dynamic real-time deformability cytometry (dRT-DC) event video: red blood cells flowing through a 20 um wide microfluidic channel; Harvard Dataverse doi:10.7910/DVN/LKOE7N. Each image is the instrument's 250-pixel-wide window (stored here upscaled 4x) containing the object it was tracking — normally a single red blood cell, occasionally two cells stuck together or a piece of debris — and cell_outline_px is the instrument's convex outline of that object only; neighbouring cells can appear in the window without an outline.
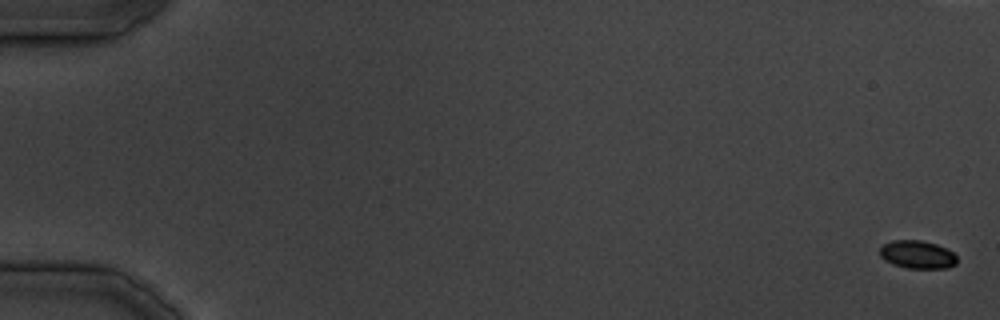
{"species": "common noctule bat (a hibernating species)", "species_latin": "Nyctalus noctula", "temperature_condition": "cold", "stored_images_in_passage": 41, "camera_frame_rate_fps": 3000, "um_per_image_px": 0.085, "animal": {"sex": "male", "body_mass_g": 19.5, "forearm_length_mm": 54.6}, "frame": {"image": 1, "passage_image": 1, "time_ms": 0.0, "image_size_px": [1000, 320], "cell_outline_px": [[956, 264], [948, 268], [908, 268], [892, 264], [884, 260], [880, 256], [880, 244], [892, 240], [920, 240], [936, 244], [948, 248], [956, 256]], "centroid_in_image_um": [77.95, 21.63], "position_along_channel_um": 7.1, "area_um2": 12.77}}
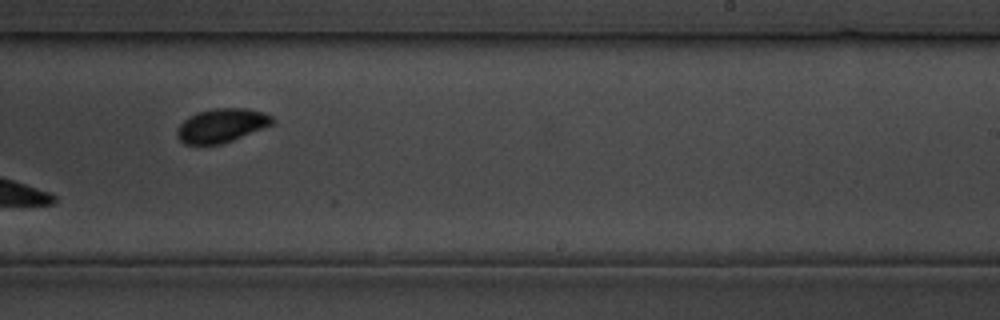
{"frame": {"image": 2, "passage_image": 27, "time_ms": 32.333, "image_size_px": [1000, 320], "cell_outline_px": [[276, 120], [272, 124], [232, 140], [220, 144], [184, 144], [176, 136], [176, 132], [180, 124], [188, 116], [196, 112], [212, 108], [244, 108], [264, 112], [272, 116]], "centroid_in_image_um": [18.81, 10.65], "position_along_channel_um": 270.2, "area_um2": 18.73}}
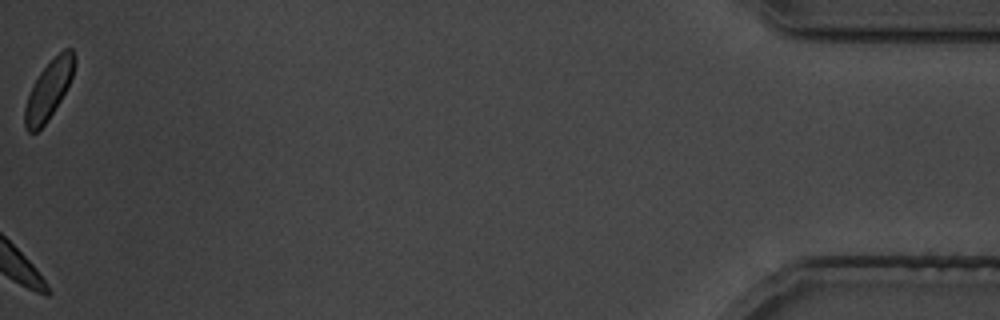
{"frame": {"image": 3, "passage_image": 41, "time_ms": 49.333, "image_size_px": [1000, 320], "cell_outline_px": [[76, 64], [72, 76], [60, 100], [48, 120], [36, 132], [28, 132], [24, 128], [24, 108], [32, 84], [40, 72], [64, 48], [72, 48], [76, 56]], "centroid_in_image_um": [4.13, 7.63], "position_along_channel_um": 431.1, "area_um2": 16.76}}